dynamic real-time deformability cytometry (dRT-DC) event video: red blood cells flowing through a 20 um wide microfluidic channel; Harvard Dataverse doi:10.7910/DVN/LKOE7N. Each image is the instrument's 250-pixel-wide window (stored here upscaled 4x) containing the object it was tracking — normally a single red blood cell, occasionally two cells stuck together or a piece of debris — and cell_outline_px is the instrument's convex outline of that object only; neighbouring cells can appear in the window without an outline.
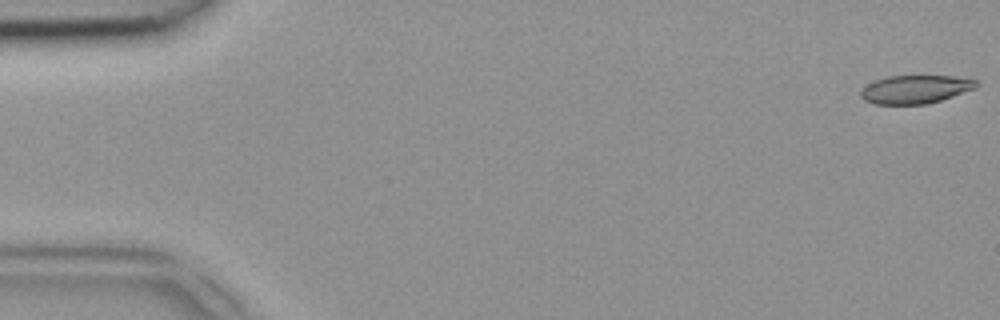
{"species": "common noctule bat (a hibernating species)", "species_latin": "Nyctalus noctula", "temperature_condition": "room temperature", "stored_images_in_passage": 45, "camera_frame_rate_fps": 3000, "um_per_image_px": 0.085, "animal": {"sex": "female", "body_mass_g": 18.4}, "frame": {"image": 1, "passage_image": 1, "time_ms": 0.0, "image_size_px": [1000, 320], "cell_outline_px": [[980, 84], [976, 88], [928, 104], [872, 104], [864, 100], [860, 96], [860, 88], [876, 80], [888, 76], [952, 76], [976, 80]], "centroid_in_image_um": [77.77, 7.59], "position_along_channel_um": 7.2, "area_um2": 19.07}}
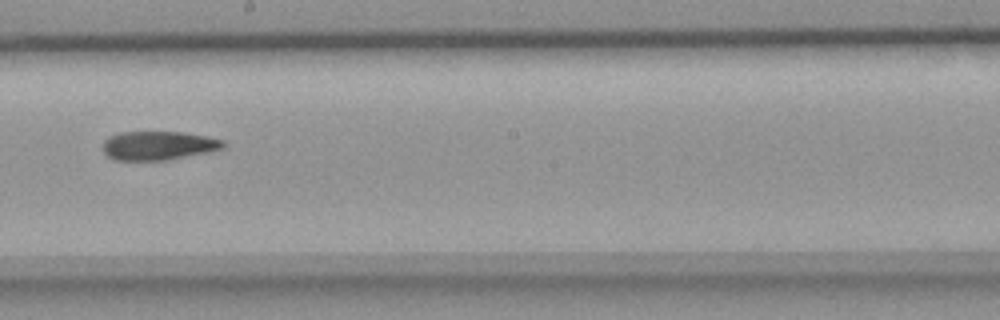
{"frame": {"image": 2, "passage_image": 27, "time_ms": 8.667, "image_size_px": [1000, 320], "cell_outline_px": [[224, 148], [208, 152], [168, 160], [112, 160], [104, 152], [104, 140], [108, 136], [120, 132], [184, 132], [224, 140]], "centroid_in_image_um": [13.45, 12.37], "position_along_channel_um": 234.8, "area_um2": 20.23}}
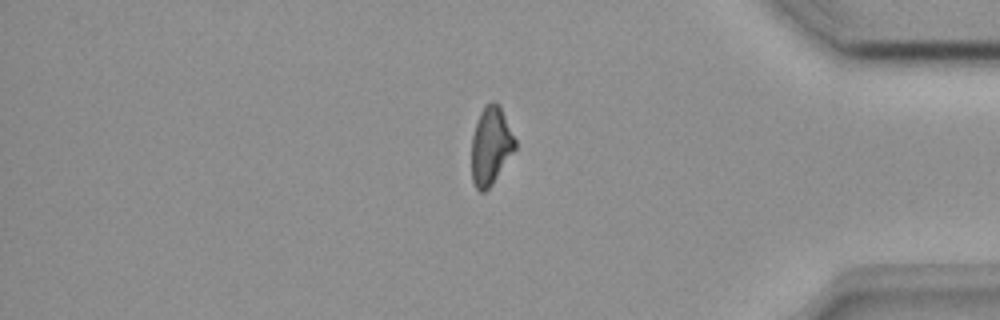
{"frame": {"image": 3, "passage_image": 40, "time_ms": 13.0, "image_size_px": [1000, 320], "cell_outline_px": [[516, 148], [492, 184], [484, 192], [480, 192], [476, 188], [472, 180], [472, 136], [480, 112], [492, 100], [500, 104], [516, 140]], "centroid_in_image_um": [41.73, 12.38], "position_along_channel_um": 393.5, "area_um2": 19.65}}